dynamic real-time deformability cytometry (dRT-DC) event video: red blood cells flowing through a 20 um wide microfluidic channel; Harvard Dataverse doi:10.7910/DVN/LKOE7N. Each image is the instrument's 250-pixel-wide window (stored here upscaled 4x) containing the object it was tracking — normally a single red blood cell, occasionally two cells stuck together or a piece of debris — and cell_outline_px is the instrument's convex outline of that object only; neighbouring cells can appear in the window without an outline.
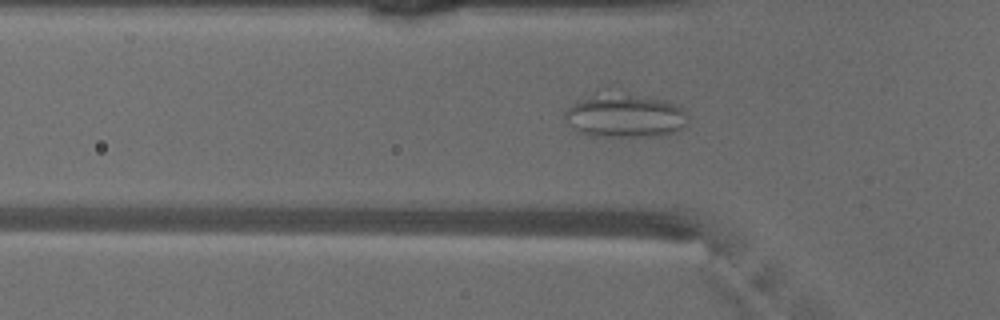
{"species": "common noctule bat (a hibernating species)", "species_latin": "Nyctalus noctula", "temperature_condition": "warm", "stored_images_in_passage": 48, "camera_frame_rate_fps": 3000, "um_per_image_px": 0.085, "animal": {"sex": "male", "body_mass_g": 18.8}, "frame": {"image": 1, "passage_image": 15, "time_ms": 4.667, "image_size_px": [1000, 320], "cell_outline_px": [[688, 124], [684, 128], [660, 136], [592, 136], [580, 132], [572, 128], [568, 124], [564, 116], [564, 112], [572, 104], [584, 100], [628, 96], [664, 100], [676, 104], [684, 108], [688, 116]], "centroid_in_image_um": [53.22, 9.94], "position_along_channel_um": 72.6, "area_um2": 29.65}}
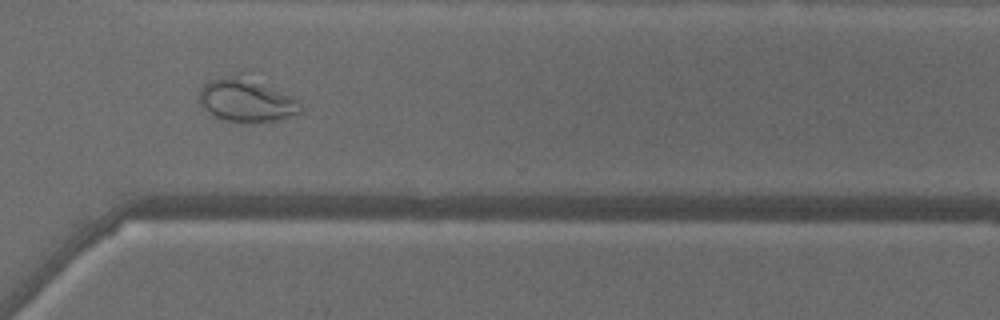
{"frame": {"image": 2, "passage_image": 35, "time_ms": 11.333, "image_size_px": [1000, 320], "cell_outline_px": [[304, 112], [284, 120], [256, 124], [244, 124], [224, 120], [216, 116], [200, 100], [200, 88], [204, 84], [212, 80], [228, 76], [236, 76], [292, 96], [300, 100], [304, 108]], "centroid_in_image_um": [21.07, 8.63], "position_along_channel_um": 349.5, "area_um2": 25.03}}
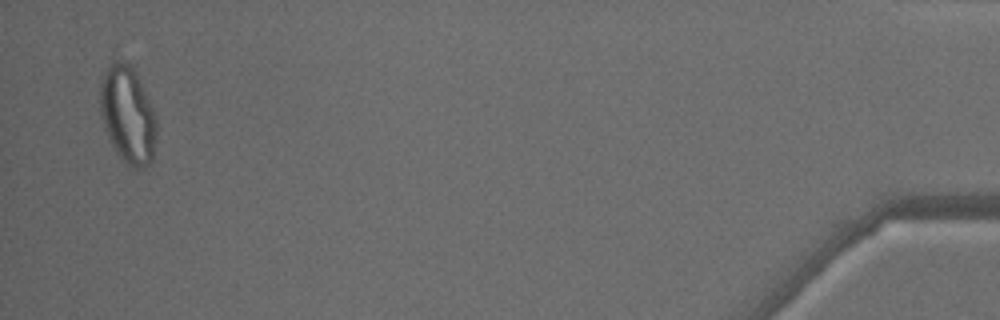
{"frame": {"image": 3, "passage_image": 47, "time_ms": 15.333, "image_size_px": [1000, 320], "cell_outline_px": [[156, 132], [152, 160], [144, 168], [132, 168], [116, 152], [108, 136], [100, 112], [100, 84], [104, 72], [116, 60], [132, 64], [156, 116]], "centroid_in_image_um": [10.86, 9.75], "position_along_channel_um": 424.3, "area_um2": 31.5}}